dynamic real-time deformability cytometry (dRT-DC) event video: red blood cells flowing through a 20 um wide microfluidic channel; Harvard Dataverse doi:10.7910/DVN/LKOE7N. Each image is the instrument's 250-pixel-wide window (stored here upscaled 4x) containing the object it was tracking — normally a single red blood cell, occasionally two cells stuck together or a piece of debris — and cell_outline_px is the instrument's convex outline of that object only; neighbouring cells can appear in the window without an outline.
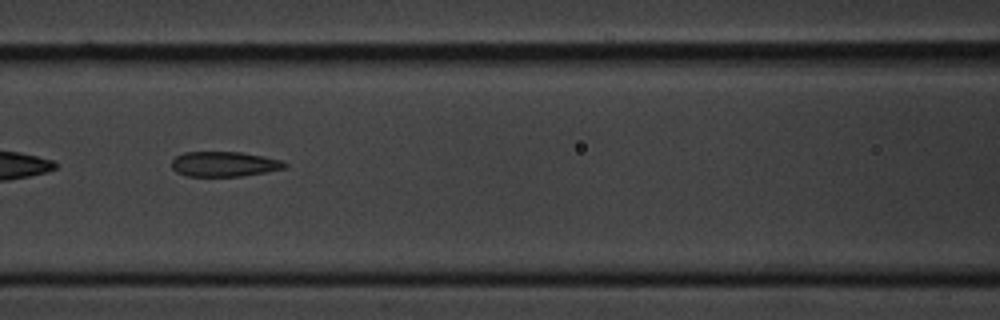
{"species": "common noctule bat (a hibernating species)", "species_latin": "Nyctalus noctula", "temperature_condition": "cold", "stored_images_in_passage": 4, "camera_frame_rate_fps": 3000, "um_per_image_px": 0.085, "animal": {"sex": "male", "body_mass_g": 20.1, "forearm_length_mm": 53.5}, "frame": {"image": 1, "passage_image": 4, "time_ms": 3.667, "image_size_px": [1000, 320], "cell_outline_px": [[288, 164], [284, 168], [268, 172], [240, 176], [184, 176], [176, 172], [172, 168], [172, 160], [176, 156], [184, 152], [240, 152], [264, 156], [280, 160]], "centroid_in_image_um": [19.04, 13.95], "position_along_channel_um": 147.6, "area_um2": 16.53}}